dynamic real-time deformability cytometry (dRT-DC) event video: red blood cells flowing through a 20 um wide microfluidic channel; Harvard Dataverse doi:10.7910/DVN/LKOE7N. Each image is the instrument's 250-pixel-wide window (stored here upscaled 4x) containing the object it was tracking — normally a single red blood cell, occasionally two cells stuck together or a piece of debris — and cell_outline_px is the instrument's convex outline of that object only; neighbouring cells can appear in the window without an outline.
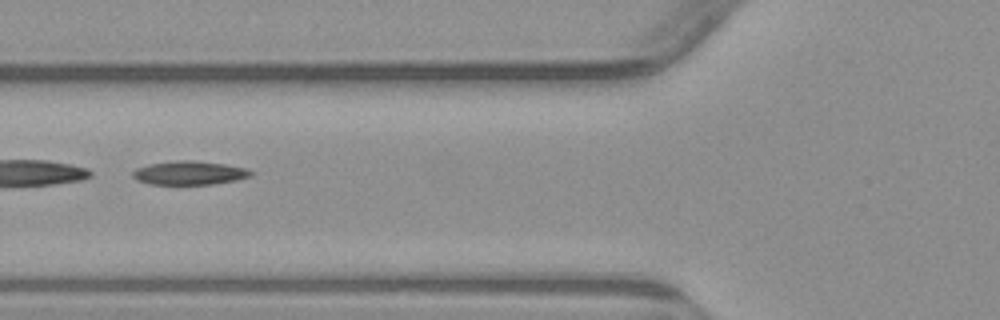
{"species": "common noctule bat (a hibernating species)", "species_latin": "Nyctalus noctula", "temperature_condition": "warm", "stored_images_in_passage": 5, "camera_frame_rate_fps": 3000, "um_per_image_px": 0.085, "animal": {"sex": "male", "body_mass_g": 23.1, "forearm_length_mm": 52.7}, "frame": {"image": 1, "passage_image": 5, "time_ms": 5.667, "image_size_px": [1000, 320], "cell_outline_px": [[252, 176], [236, 180], [212, 184], [148, 184], [136, 180], [132, 176], [132, 172], [136, 168], [148, 164], [176, 160], [196, 160], [224, 164], [248, 168], [252, 172]], "centroid_in_image_um": [16.08, 14.69], "position_along_channel_um": 109.7, "area_um2": 16.47}}